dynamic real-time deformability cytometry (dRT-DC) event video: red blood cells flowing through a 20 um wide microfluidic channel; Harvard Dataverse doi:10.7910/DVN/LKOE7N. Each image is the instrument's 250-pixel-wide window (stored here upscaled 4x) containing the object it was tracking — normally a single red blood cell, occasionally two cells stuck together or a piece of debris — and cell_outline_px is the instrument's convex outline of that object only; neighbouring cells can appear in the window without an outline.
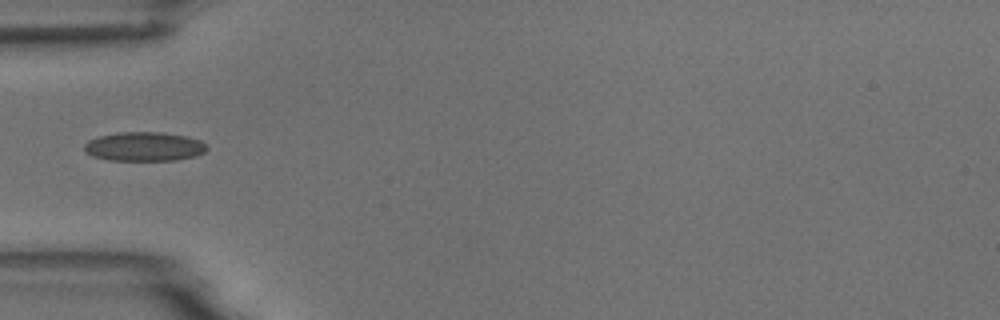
{"species": "common noctule bat (a hibernating species)", "species_latin": "Nyctalus noctula", "temperature_condition": "room temperature", "stored_images_in_passage": 6, "camera_frame_rate_fps": 3000, "um_per_image_px": 0.085, "animal": {"sex": "male", "body_mass_g": 18.8}, "frame": {"image": 1, "passage_image": 2, "time_ms": 1.333, "image_size_px": [1000, 320], "cell_outline_px": [[208, 148], [204, 152], [196, 156], [176, 160], [108, 160], [92, 156], [84, 152], [84, 144], [88, 140], [100, 136], [116, 132], [160, 132], [188, 136], [200, 140]], "centroid_in_image_um": [12.24, 12.45], "position_along_channel_um": 72.8, "area_um2": 20.92}}
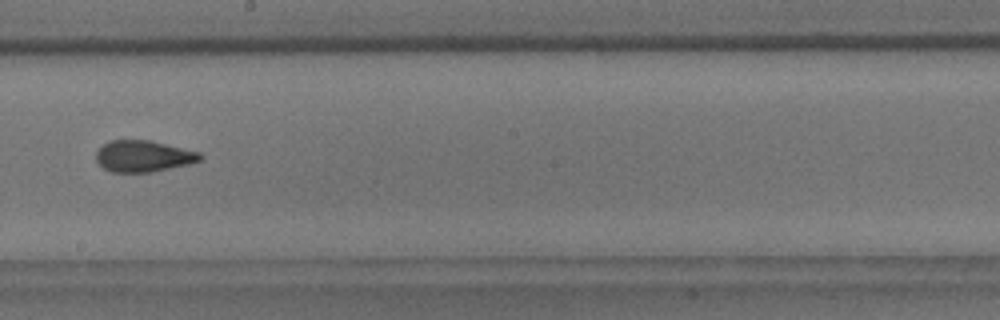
{"frame": {"image": 2, "passage_image": 6, "time_ms": 5.667, "image_size_px": [1000, 320], "cell_outline_px": [[204, 156], [200, 160], [188, 164], [152, 172], [112, 172], [104, 168], [96, 160], [96, 152], [108, 140], [152, 140], [200, 152]], "centroid_in_image_um": [12.2, 13.26], "position_along_channel_um": 236.0, "area_um2": 19.07}}